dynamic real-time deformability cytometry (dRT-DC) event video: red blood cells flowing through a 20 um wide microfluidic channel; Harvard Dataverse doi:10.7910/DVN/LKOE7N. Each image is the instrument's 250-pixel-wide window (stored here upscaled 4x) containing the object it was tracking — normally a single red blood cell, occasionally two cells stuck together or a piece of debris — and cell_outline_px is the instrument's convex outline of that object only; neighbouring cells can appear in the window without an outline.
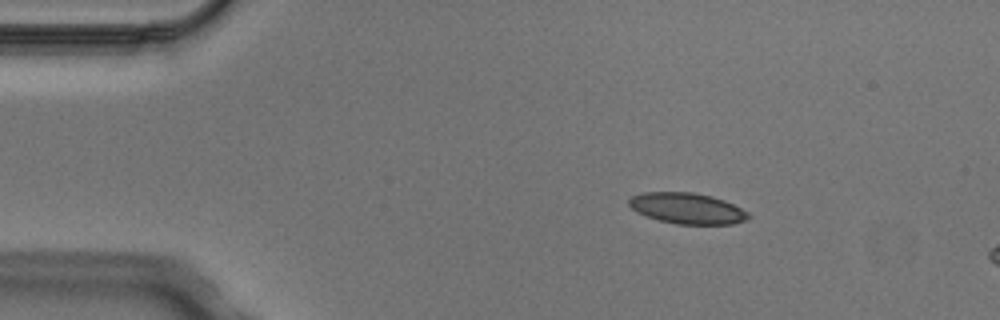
{"species": "Egyptian fruit bat (a non-hibernating species)", "species_latin": "Rousettus aegyptiacus", "temperature_condition": "cold", "stored_images_in_passage": 3, "camera_frame_rate_fps": 3000, "um_per_image_px": 0.085, "animal": {"sex": "male"}, "frame": {"image": 1, "passage_image": 1, "time_ms": 0.0, "image_size_px": [1000, 320], "cell_outline_px": [[752, 216], [744, 220], [732, 224], [676, 224], [660, 220], [636, 212], [628, 204], [628, 200], [632, 196], [644, 192], [692, 192], [712, 196], [724, 200], [748, 212]], "centroid_in_image_um": [58.4, 17.7], "position_along_channel_um": 26.6, "area_um2": 21.39}}